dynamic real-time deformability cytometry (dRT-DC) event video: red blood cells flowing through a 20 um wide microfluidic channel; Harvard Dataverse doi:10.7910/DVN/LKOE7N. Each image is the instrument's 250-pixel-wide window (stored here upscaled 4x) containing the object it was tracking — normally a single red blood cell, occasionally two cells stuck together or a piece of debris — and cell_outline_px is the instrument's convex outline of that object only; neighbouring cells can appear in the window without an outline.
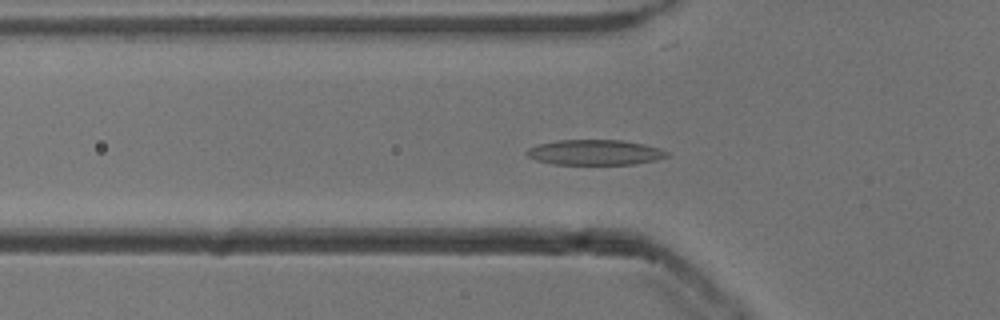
{"species": "common noctule bat (a hibernating species)", "species_latin": "Nyctalus noctula", "temperature_condition": "cold", "stored_images_in_passage": 54, "camera_frame_rate_fps": 3000, "um_per_image_px": 0.085, "animal": {"sex": "male", "body_mass_g": 13.3}, "frame": {"image": 1, "passage_image": 18, "time_ms": 5.667, "image_size_px": [1000, 320], "cell_outline_px": [[668, 156], [656, 160], [632, 164], [552, 164], [536, 160], [528, 156], [524, 152], [528, 148], [540, 144], [560, 140], [620, 140], [644, 144], [660, 148], [668, 152]], "centroid_in_image_um": [50.56, 12.95], "position_along_channel_um": 75.2, "area_um2": 20.52}}
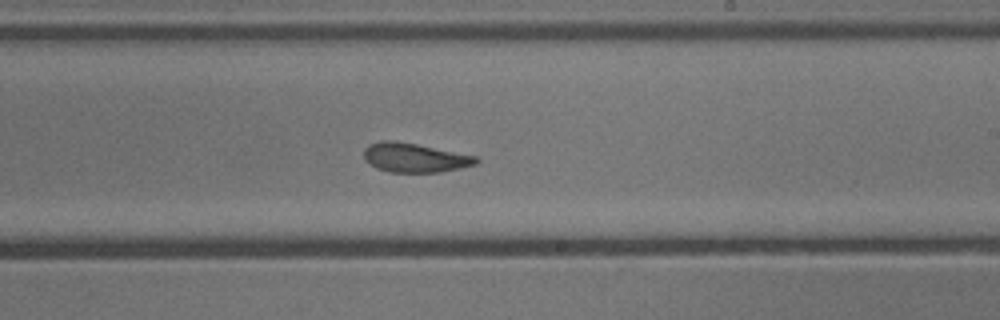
{"frame": {"image": 2, "passage_image": 32, "time_ms": 10.333, "image_size_px": [1000, 320], "cell_outline_px": [[480, 160], [476, 164], [460, 168], [440, 172], [388, 172], [376, 168], [364, 160], [364, 148], [368, 144], [380, 140], [392, 140], [416, 144], [476, 156]], "centroid_in_image_um": [35.2, 13.4], "position_along_channel_um": 253.8, "area_um2": 19.13}}
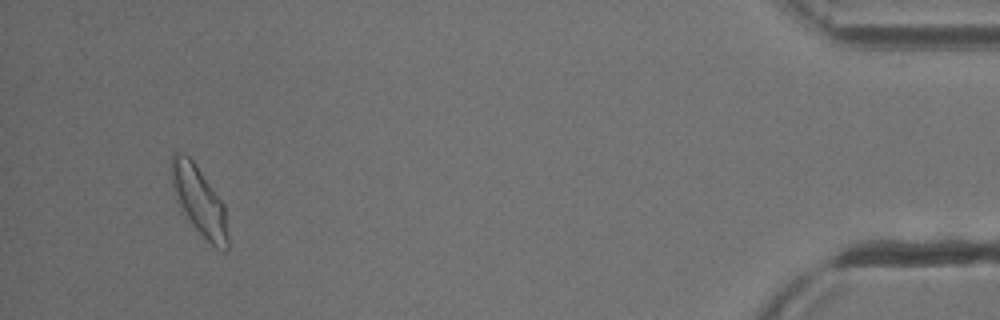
{"frame": {"image": 3, "passage_image": 51, "time_ms": 16.667, "image_size_px": [1000, 320], "cell_outline_px": [[228, 248], [224, 252], [216, 248], [180, 212], [176, 200], [172, 184], [172, 152], [184, 152], [196, 164], [224, 204], [228, 232]], "centroid_in_image_um": [16.93, 17.07], "position_along_channel_um": 418.3, "area_um2": 22.6}, "authors_computed_cell_mechanics": {"area_um2": 19.8832, "velocity_mm_per_s": 3.8108, "shape_relaxation_time_tau1_ms": 3.3512, "shape_relaxation_time_tau2_ms": 1.7944, "deformation_change_tau1": 0.1307, "deformation_change_tau2": 0.083}}